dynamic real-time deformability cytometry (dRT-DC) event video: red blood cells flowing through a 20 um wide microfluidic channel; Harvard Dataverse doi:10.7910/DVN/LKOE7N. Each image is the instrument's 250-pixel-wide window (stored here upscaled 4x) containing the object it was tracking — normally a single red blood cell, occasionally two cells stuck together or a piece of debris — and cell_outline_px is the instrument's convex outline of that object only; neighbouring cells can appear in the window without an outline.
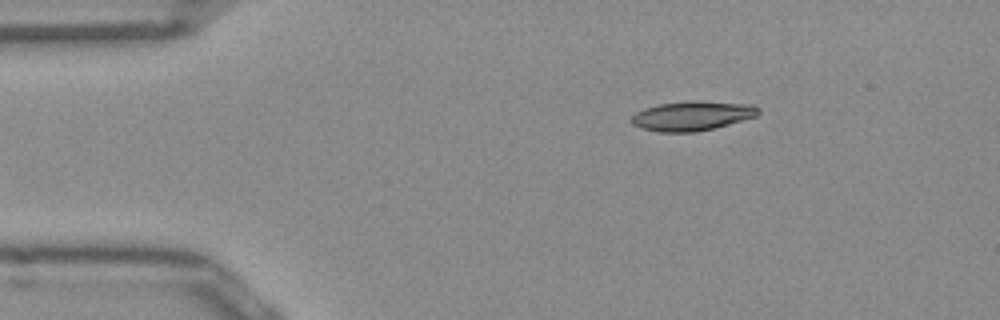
{"species": "Egyptian fruit bat (a non-hibernating species)", "species_latin": "Rousettus aegyptiacus", "temperature_condition": "room temperature", "stored_images_in_passage": 45, "segment_of_instrument_passage": [1, 2], "camera_frame_rate_fps": 3000, "um_per_image_px": 0.085, "frame": {"image": 1, "passage_image": 1, "time_ms": 0.0, "image_size_px": [1000, 320], "cell_outline_px": [[760, 112], [756, 116], [716, 128], [696, 132], [660, 132], [640, 128], [632, 124], [632, 116], [636, 112], [644, 108], [660, 104], [688, 100], [692, 100], [752, 104], [760, 108]], "centroid_in_image_um": [58.85, 9.84], "position_along_channel_um": 26.2, "area_um2": 21.96}}
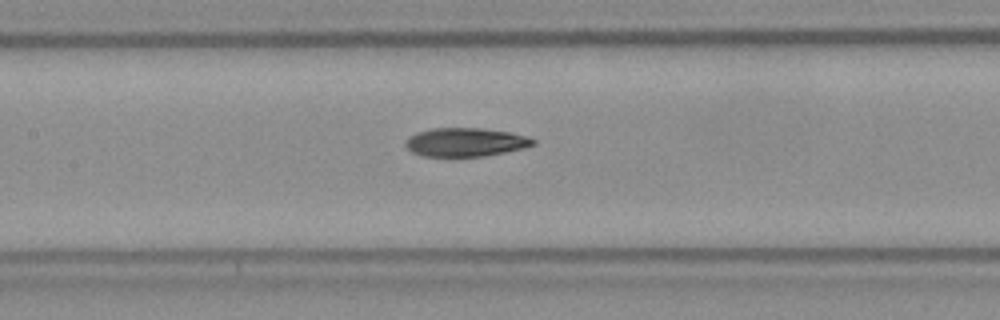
{"frame": {"image": 2, "passage_image": 16, "time_ms": 5.0, "image_size_px": [1000, 320], "cell_outline_px": [[536, 144], [524, 148], [484, 156], [424, 156], [412, 152], [404, 144], [404, 140], [408, 136], [416, 132], [432, 128], [484, 128], [508, 132], [524, 136], [536, 140]], "centroid_in_image_um": [39.53, 12.08], "position_along_channel_um": 167.9, "area_um2": 21.27}}
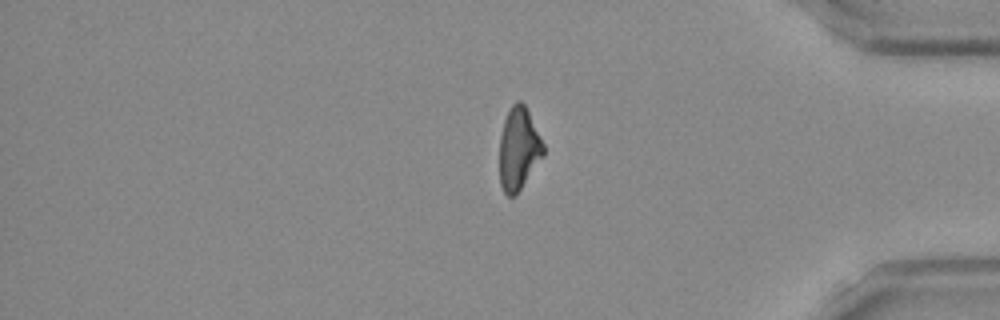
{"frame": {"image": 3, "passage_image": 35, "time_ms": 11.333, "image_size_px": [1000, 320], "cell_outline_px": [[544, 156], [520, 188], [512, 196], [508, 196], [504, 192], [500, 184], [500, 136], [504, 120], [512, 104], [516, 100], [520, 100], [524, 104], [544, 144]], "centroid_in_image_um": [44.08, 12.62], "position_along_channel_um": 391.1, "area_um2": 20.75}}